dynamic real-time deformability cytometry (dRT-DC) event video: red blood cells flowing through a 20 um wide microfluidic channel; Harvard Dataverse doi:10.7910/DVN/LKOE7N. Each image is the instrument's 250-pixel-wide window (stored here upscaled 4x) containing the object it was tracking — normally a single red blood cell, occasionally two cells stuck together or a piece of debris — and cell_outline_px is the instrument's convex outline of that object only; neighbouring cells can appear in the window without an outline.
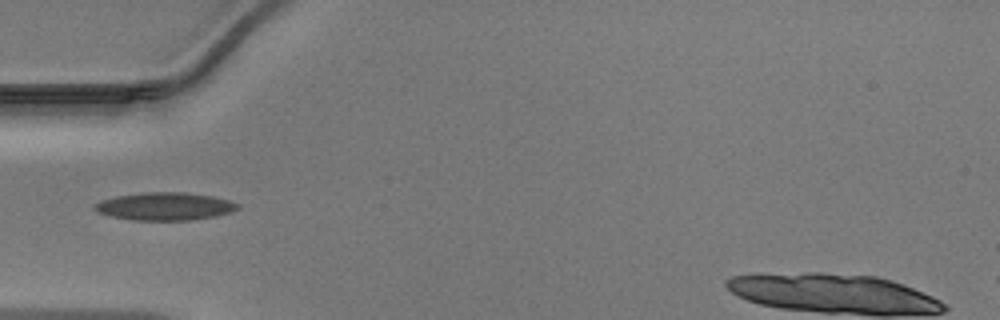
{"species": "Egyptian fruit bat (a non-hibernating species)", "species_latin": "Rousettus aegyptiacus", "temperature_condition": "warm", "stored_images_in_passage": 20, "camera_frame_rate_fps": 3000, "um_per_image_px": 0.085, "animal": {"sex": "male"}, "frame": {"image": 1, "passage_image": 1, "time_ms": 0.0, "image_size_px": [1000, 320], "cell_outline_px": [[240, 208], [232, 212], [216, 216], [192, 220], [132, 220], [112, 216], [96, 212], [96, 204], [100, 200], [116, 196], [140, 192], [184, 192], [212, 196], [228, 200], [240, 204]], "centroid_in_image_um": [14.05, 17.53], "position_along_channel_um": 71.0, "area_um2": 23.24}}
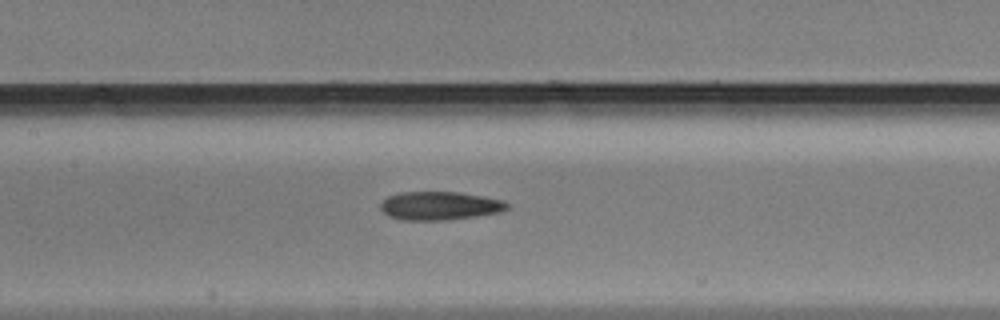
{"frame": {"image": 2, "passage_image": 8, "time_ms": 2.333, "image_size_px": [1000, 320], "cell_outline_px": [[512, 204], [508, 208], [500, 212], [476, 216], [444, 220], [404, 220], [388, 216], [380, 208], [380, 204], [388, 196], [400, 192], [460, 192], [484, 196], [504, 200]], "centroid_in_image_um": [37.41, 17.48], "position_along_channel_um": 170.0, "area_um2": 21.1}}
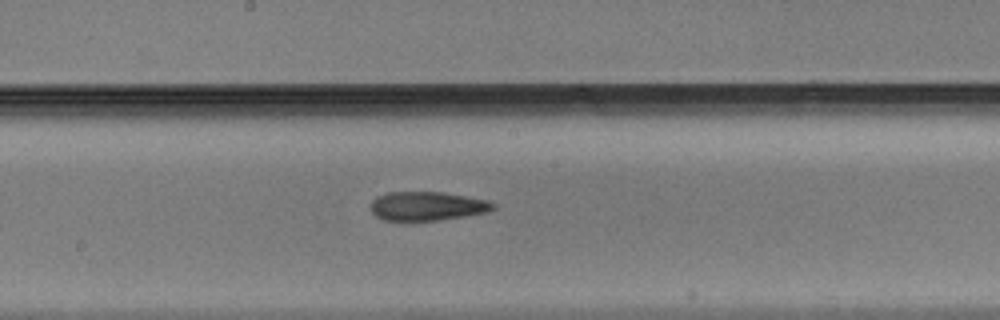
{"frame": {"image": 3, "passage_image": 11, "time_ms": 3.333, "image_size_px": [1000, 320], "cell_outline_px": [[496, 208], [488, 212], [440, 220], [384, 220], [376, 216], [372, 212], [372, 200], [376, 196], [388, 192], [444, 192], [488, 200], [496, 204]], "centroid_in_image_um": [36.34, 17.51], "position_along_channel_um": 211.9, "area_um2": 20.63}}